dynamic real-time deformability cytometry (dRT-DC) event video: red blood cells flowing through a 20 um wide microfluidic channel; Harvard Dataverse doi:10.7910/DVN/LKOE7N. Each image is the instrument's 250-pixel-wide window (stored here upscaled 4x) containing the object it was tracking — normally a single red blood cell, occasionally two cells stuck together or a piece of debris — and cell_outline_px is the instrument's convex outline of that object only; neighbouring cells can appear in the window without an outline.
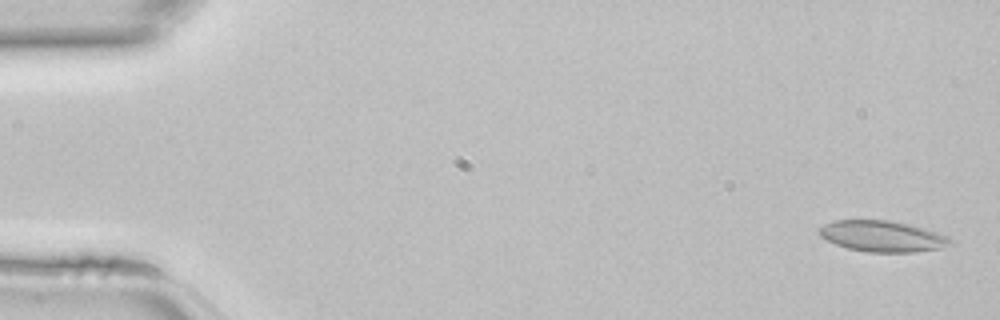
{"species": "common noctule bat (a hibernating species)", "species_latin": "Nyctalus noctula", "temperature_condition": "room temperature", "stored_images_in_passage": 45, "camera_frame_rate_fps": 3000, "um_per_image_px": 0.085, "animal": {"sex": "female", "body_mass_g": 22.7, "forearm_length_mm": 54.2}, "frame": {"image": 1, "passage_image": 2, "time_ms": 0.333, "image_size_px": [1000, 320], "cell_outline_px": [[952, 244], [940, 248], [916, 252], [868, 252], [848, 248], [836, 244], [820, 236], [816, 232], [824, 224], [832, 220], [888, 220], [912, 224], [948, 236], [952, 240]], "centroid_in_image_um": [75.0, 20.07], "position_along_channel_um": 10.0, "area_um2": 23.81}}
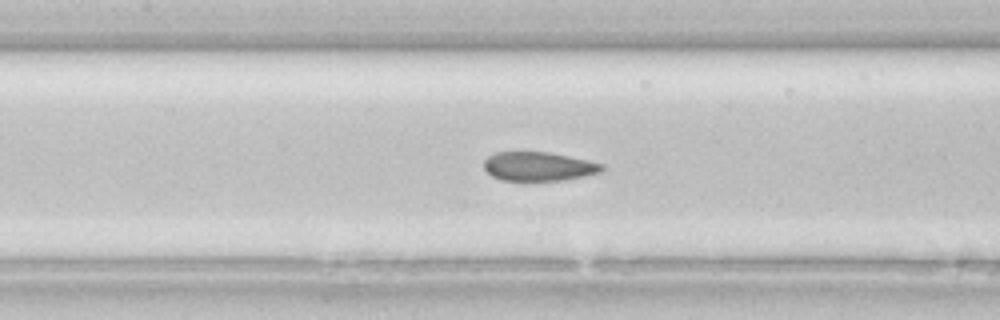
{"frame": {"image": 2, "passage_image": 21, "time_ms": 6.667, "image_size_px": [1000, 320], "cell_outline_px": [[604, 168], [600, 172], [584, 176], [560, 180], [500, 180], [492, 176], [484, 168], [484, 160], [488, 156], [496, 152], [548, 152], [588, 160], [604, 164]], "centroid_in_image_um": [45.77, 14.14], "position_along_channel_um": 161.6, "area_um2": 19.77}}
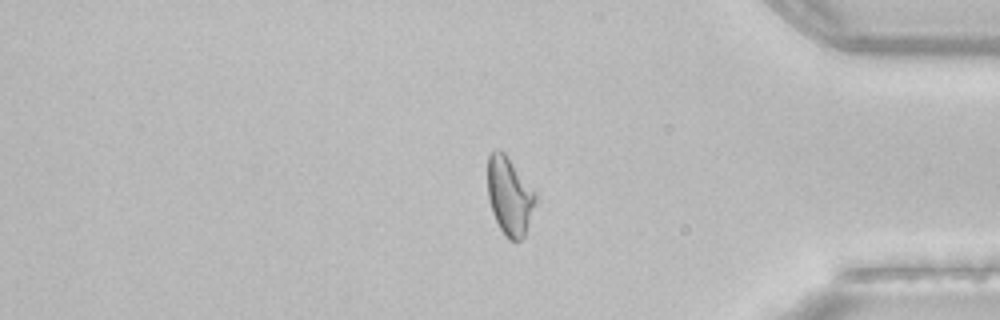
{"frame": {"image": 3, "passage_image": 38, "time_ms": 12.333, "image_size_px": [1000, 320], "cell_outline_px": [[536, 200], [524, 236], [520, 240], [508, 240], [500, 228], [492, 212], [488, 196], [488, 156], [496, 148], [504, 152], [536, 192]], "centroid_in_image_um": [43.3, 16.65], "position_along_channel_um": 391.9, "area_um2": 21.5}}